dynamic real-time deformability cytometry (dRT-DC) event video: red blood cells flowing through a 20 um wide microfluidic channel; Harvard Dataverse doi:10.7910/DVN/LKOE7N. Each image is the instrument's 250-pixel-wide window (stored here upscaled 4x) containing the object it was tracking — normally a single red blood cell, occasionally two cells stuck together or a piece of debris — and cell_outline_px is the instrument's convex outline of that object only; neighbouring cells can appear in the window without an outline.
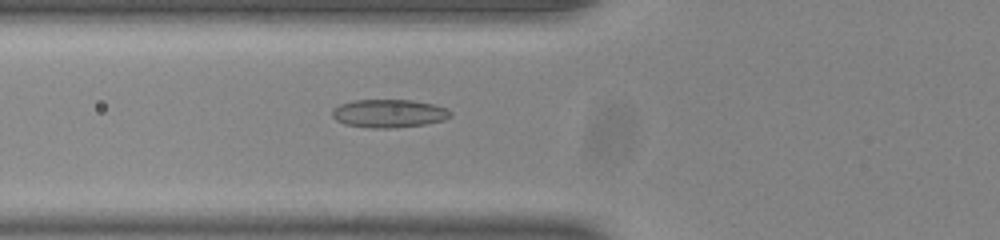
{"species": "common noctule bat (a hibernating species)", "species_latin": "Nyctalus noctula", "temperature_condition": "room temperature", "stored_images_in_passage": 37, "camera_frame_rate_fps": 3000, "um_per_image_px": 0.085, "animal": {"sex": "male", "body_mass_g": 20.0, "forearm_length_mm": 53.3}, "frame": {"image": 1, "passage_image": 4, "time_ms": 1.0, "image_size_px": [1000, 240], "cell_outline_px": [[452, 116], [444, 120], [428, 124], [392, 128], [372, 128], [344, 124], [336, 120], [332, 116], [332, 108], [340, 104], [356, 100], [412, 100], [432, 104], [448, 108], [452, 112]], "centroid_in_image_um": [33.08, 9.65], "position_along_channel_um": 92.7, "area_um2": 19.59}}
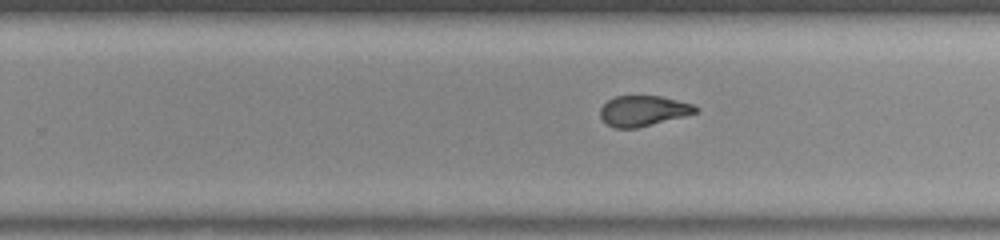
{"frame": {"image": 2, "passage_image": 18, "time_ms": 5.667, "image_size_px": [1000, 240], "cell_outline_px": [[700, 108], [696, 112], [684, 116], [636, 128], [616, 128], [608, 124], [600, 116], [600, 108], [608, 100], [616, 96], [660, 96], [692, 104]], "centroid_in_image_um": [54.66, 9.41], "position_along_channel_um": 275.1, "area_um2": 16.65}}
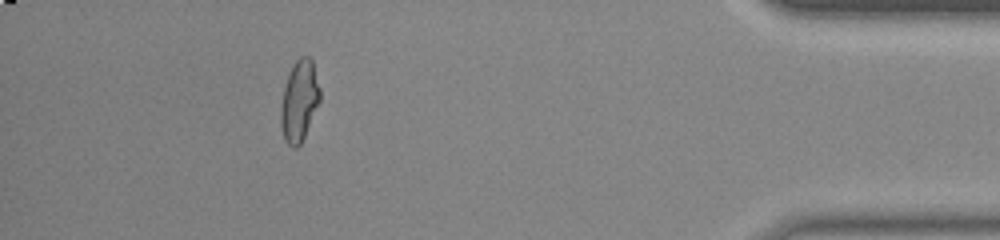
{"frame": {"image": 3, "passage_image": 32, "time_ms": 10.333, "image_size_px": [1000, 240], "cell_outline_px": [[320, 100], [304, 136], [300, 144], [296, 148], [292, 148], [284, 140], [280, 124], [280, 108], [284, 88], [288, 76], [296, 60], [300, 56], [308, 56], [312, 60], [320, 88]], "centroid_in_image_um": [25.43, 8.59], "position_along_channel_um": 409.8, "area_um2": 18.32}, "authors_computed_cell_mechanics": {"area_um2": 18.0336, "velocity_mm_per_s": 3.9108, "shape_relaxation_time_tau1_ms": 11.2615, "shape_relaxation_time_tau2_ms": 1.241, "deformation_change_tau1": 0.3261, "deformation_change_tau2": 0.0827}}